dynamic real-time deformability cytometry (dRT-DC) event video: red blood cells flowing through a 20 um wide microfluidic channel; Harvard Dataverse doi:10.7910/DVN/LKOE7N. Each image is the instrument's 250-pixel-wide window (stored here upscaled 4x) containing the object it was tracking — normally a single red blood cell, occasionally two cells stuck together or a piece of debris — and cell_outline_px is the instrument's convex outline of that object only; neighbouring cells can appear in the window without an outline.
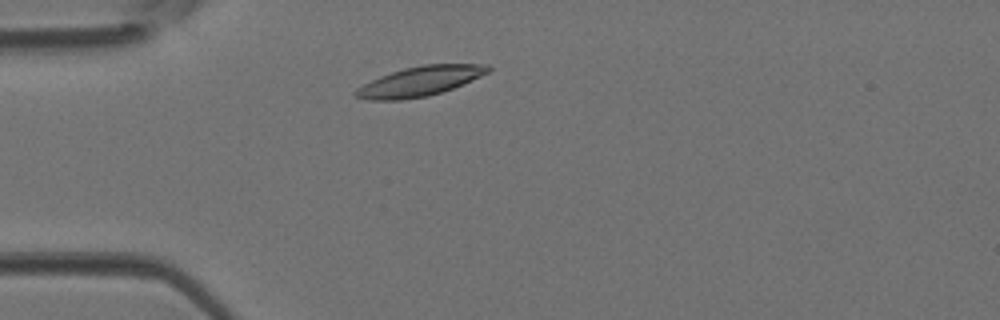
{"species": "Egyptian fruit bat (a non-hibernating species)", "species_latin": "Rousettus aegyptiacus", "temperature_condition": "room temperature", "stored_images_in_passage": 38, "camera_frame_rate_fps": 3000, "um_per_image_px": 0.085, "animal": {"sex": "female"}, "frame": {"image": 1, "passage_image": 5, "time_ms": 1.333, "image_size_px": [1000, 320], "cell_outline_px": [[492, 68], [488, 72], [480, 76], [452, 88], [428, 96], [400, 100], [368, 100], [352, 96], [352, 92], [356, 88], [380, 76], [404, 68], [424, 64], [488, 64]], "centroid_in_image_um": [35.64, 6.91], "position_along_channel_um": 49.4, "area_um2": 22.77}}
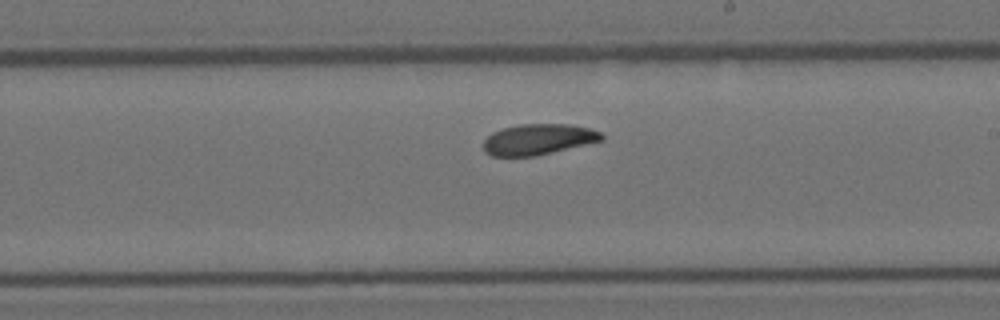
{"frame": {"image": 2, "passage_image": 19, "time_ms": 6.0, "image_size_px": [1000, 320], "cell_outline_px": [[604, 140], [536, 156], [492, 156], [484, 152], [484, 140], [492, 132], [504, 128], [520, 124], [568, 124], [588, 128], [600, 132], [604, 136]], "centroid_in_image_um": [45.75, 11.85], "position_along_channel_um": 243.3, "area_um2": 21.15}}
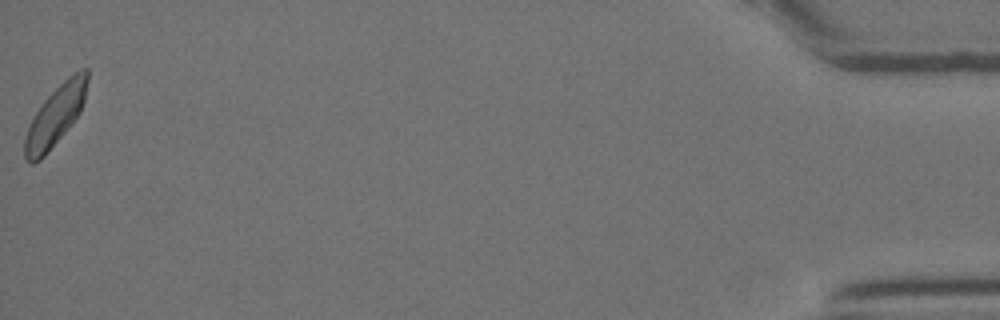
{"frame": {"image": 3, "passage_image": 38, "time_ms": 12.333, "image_size_px": [1000, 320], "cell_outline_px": [[88, 80], [84, 100], [80, 112], [68, 128], [44, 156], [40, 160], [32, 164], [24, 156], [24, 140], [28, 128], [36, 112], [44, 100], [68, 76], [80, 68], [88, 68]], "centroid_in_image_um": [4.73, 9.81], "position_along_channel_um": 430.5, "area_um2": 21.5}}